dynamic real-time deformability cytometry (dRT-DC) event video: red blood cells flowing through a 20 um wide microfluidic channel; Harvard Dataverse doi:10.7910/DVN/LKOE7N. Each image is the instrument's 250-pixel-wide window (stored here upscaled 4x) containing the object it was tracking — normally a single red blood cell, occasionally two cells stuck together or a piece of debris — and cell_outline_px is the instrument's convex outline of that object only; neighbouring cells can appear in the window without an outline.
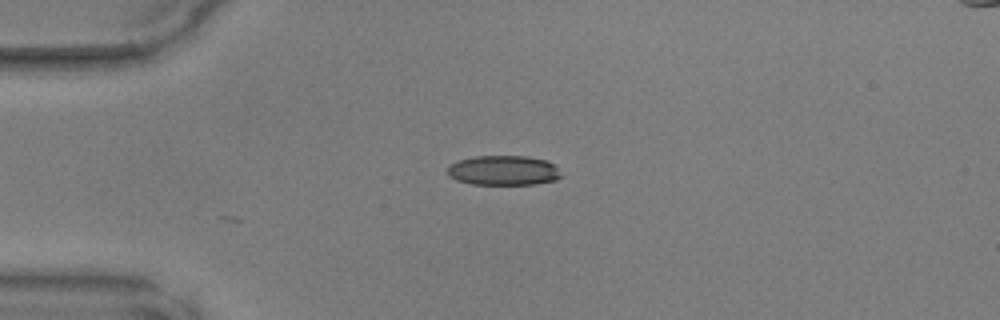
{"species": "common noctule bat (a hibernating species)", "species_latin": "Nyctalus noctula", "temperature_condition": "warm", "stored_images_in_passage": 6, "camera_frame_rate_fps": 3000, "um_per_image_px": 0.085, "animal": {"sex": "male", "body_mass_g": 17.9, "forearm_length_mm": 54.2}, "frame": {"image": 1, "passage_image": 6, "time_ms": 1.667, "image_size_px": [1000, 320], "cell_outline_px": [[564, 176], [556, 180], [536, 184], [472, 184], [456, 180], [448, 176], [448, 164], [460, 160], [476, 156], [528, 156], [548, 160]], "centroid_in_image_um": [42.81, 14.48], "position_along_channel_um": 42.2, "area_um2": 19.83}}